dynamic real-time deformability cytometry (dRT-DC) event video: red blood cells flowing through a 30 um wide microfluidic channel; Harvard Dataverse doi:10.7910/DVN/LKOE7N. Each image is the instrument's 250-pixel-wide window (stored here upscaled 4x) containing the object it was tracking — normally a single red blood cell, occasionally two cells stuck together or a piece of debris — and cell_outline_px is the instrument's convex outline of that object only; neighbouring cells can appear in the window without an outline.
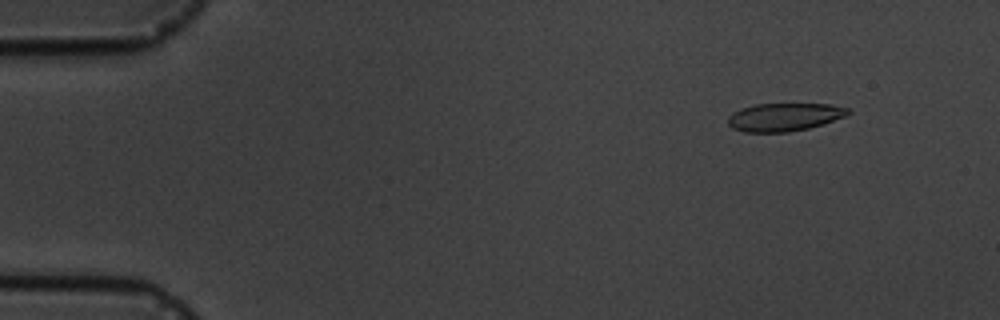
{"species": "common noctule bat (a hibernating species)", "species_latin": "Nyctalus noctula", "temperature_condition": "cold", "stored_images_in_passage": 5, "camera_frame_rate_fps": 3000, "um_per_image_px": 0.085, "animal": {"sex": "male", "body_mass_g": 19.5, "forearm_length_mm": 54.6}, "frame": {"image": 1, "passage_image": 2, "time_ms": 1.0, "image_size_px": [1000, 320], "cell_outline_px": [[852, 112], [848, 116], [824, 124], [808, 128], [788, 132], [744, 132], [732, 128], [728, 124], [728, 116], [732, 112], [740, 108], [756, 104], [832, 104], [848, 108]], "centroid_in_image_um": [66.69, 9.94], "position_along_channel_um": 18.3, "area_um2": 19.88}}
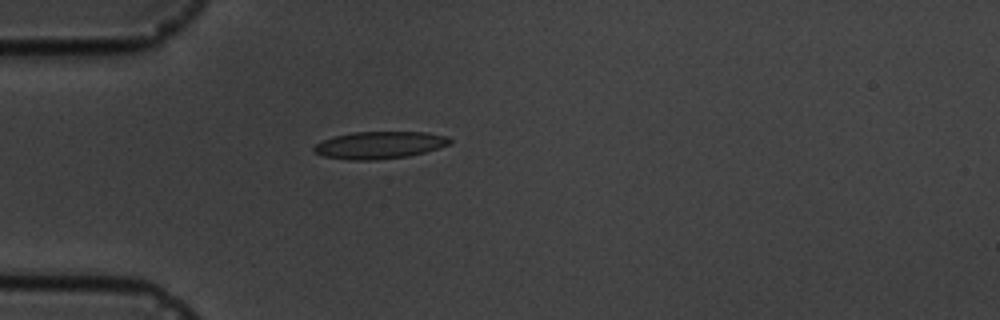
{"frame": {"image": 2, "passage_image": 5, "time_ms": 4.333, "image_size_px": [1000, 320], "cell_outline_px": [[452, 140], [448, 144], [440, 148], [408, 156], [376, 160], [348, 160], [324, 156], [312, 152], [312, 148], [316, 144], [332, 136], [352, 132], [428, 132], [448, 136]], "centroid_in_image_um": [32.24, 12.33], "position_along_channel_um": 52.8, "area_um2": 21.73}}